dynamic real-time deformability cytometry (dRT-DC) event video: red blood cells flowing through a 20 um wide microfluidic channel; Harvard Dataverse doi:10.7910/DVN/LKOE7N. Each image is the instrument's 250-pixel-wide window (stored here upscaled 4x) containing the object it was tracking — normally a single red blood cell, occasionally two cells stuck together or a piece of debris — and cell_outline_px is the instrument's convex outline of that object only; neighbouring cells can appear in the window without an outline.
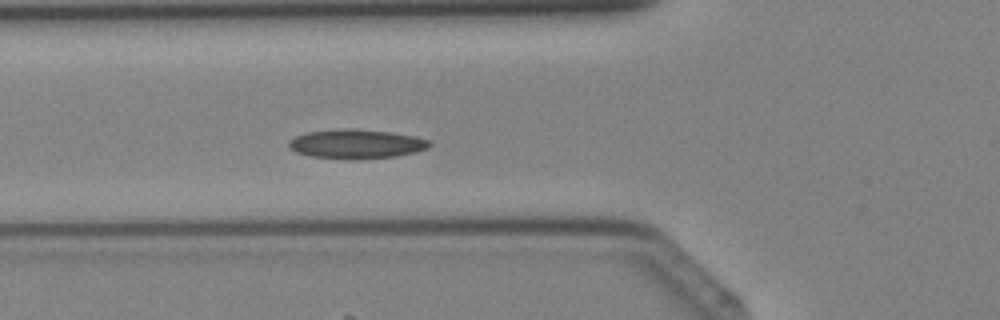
{"species": "Egyptian fruit bat (a non-hibernating species)", "species_latin": "Rousettus aegyptiacus", "temperature_condition": "cold", "stored_images_in_passage": 40, "camera_frame_rate_fps": 3000, "um_per_image_px": 0.085, "animal": {"sex": "female"}, "frame": {"image": 1, "passage_image": 14, "time_ms": 4.333, "image_size_px": [1000, 320], "cell_outline_px": [[432, 144], [428, 148], [416, 152], [396, 156], [352, 160], [348, 160], [308, 156], [296, 152], [288, 148], [288, 140], [304, 132], [388, 132], [412, 136], [432, 140]], "centroid_in_image_um": [30.29, 12.31], "position_along_channel_um": 95.5, "area_um2": 23.0}}
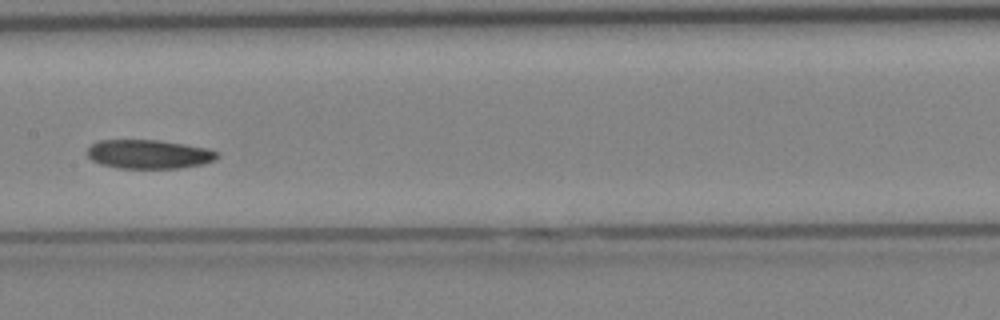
{"frame": {"image": 2, "passage_image": 20, "time_ms": 6.333, "image_size_px": [1000, 320], "cell_outline_px": [[220, 156], [216, 160], [204, 164], [180, 168], [120, 168], [100, 164], [92, 160], [88, 156], [88, 148], [92, 144], [100, 140], [160, 140], [208, 148], [220, 152]], "centroid_in_image_um": [12.72, 13.11], "position_along_channel_um": 194.7, "area_um2": 22.08}}
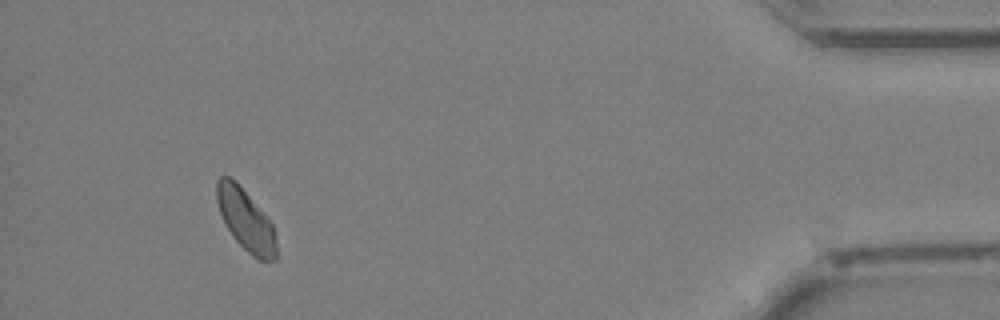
{"frame": {"image": 3, "passage_image": 37, "time_ms": 12.0, "image_size_px": [1000, 320], "cell_outline_px": [[276, 260], [260, 260], [252, 256], [232, 236], [220, 212], [216, 200], [216, 180], [220, 176], [228, 176], [248, 196], [272, 224], [276, 236]], "centroid_in_image_um": [20.88, 18.73], "position_along_channel_um": 414.3, "area_um2": 20.63}}